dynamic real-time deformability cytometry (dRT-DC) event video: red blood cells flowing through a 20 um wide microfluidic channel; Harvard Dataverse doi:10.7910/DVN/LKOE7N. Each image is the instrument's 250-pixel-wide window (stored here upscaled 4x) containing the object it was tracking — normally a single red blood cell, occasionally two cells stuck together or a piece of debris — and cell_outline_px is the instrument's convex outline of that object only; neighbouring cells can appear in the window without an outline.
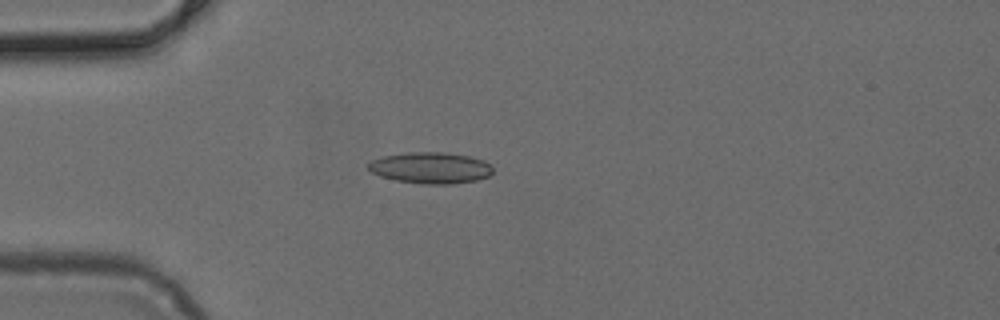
{"species": "common noctule bat (a hibernating species)", "species_latin": "Nyctalus noctula", "temperature_condition": "cold", "stored_images_in_passage": 43, "camera_frame_rate_fps": 3000, "um_per_image_px": 0.085, "animal": {"sex": "female", "body_mass_g": 24.6, "forearm_length_mm": 56.2}, "frame": {"image": 1, "passage_image": 7, "time_ms": 2.0, "image_size_px": [1000, 320], "cell_outline_px": [[492, 172], [488, 176], [476, 180], [452, 184], [420, 184], [396, 180], [380, 176], [372, 172], [368, 168], [368, 164], [372, 160], [384, 156], [408, 152], [444, 152], [468, 156], [484, 160], [492, 168]], "centroid_in_image_um": [36.59, 14.27], "position_along_channel_um": 48.4, "area_um2": 22.6}}
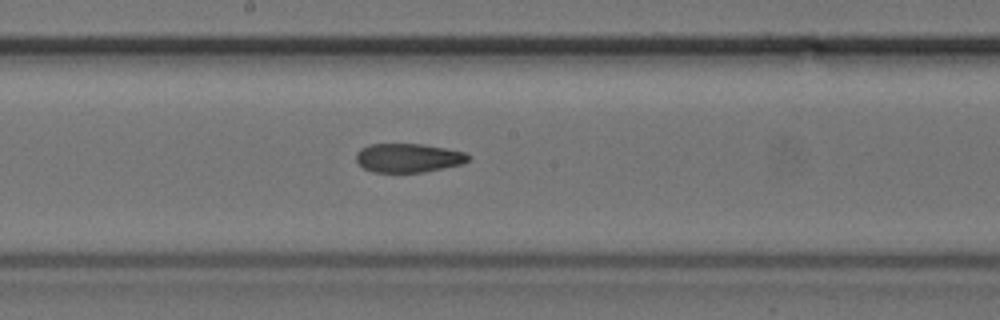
{"frame": {"image": 2, "passage_image": 20, "time_ms": 6.333, "image_size_px": [1000, 320], "cell_outline_px": [[468, 160], [464, 164], [424, 172], [372, 172], [364, 168], [356, 160], [356, 152], [360, 148], [368, 144], [420, 144], [444, 148], [464, 152], [468, 156]], "centroid_in_image_um": [34.67, 13.42], "position_along_channel_um": 213.5, "area_um2": 18.84}}
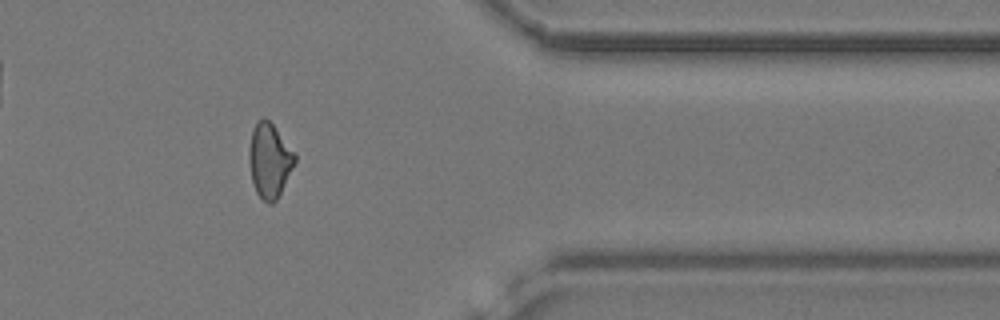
{"frame": {"image": 3, "passage_image": 34, "time_ms": 11.0, "image_size_px": [1000, 320], "cell_outline_px": [[296, 160], [276, 200], [272, 204], [268, 204], [256, 192], [252, 180], [248, 160], [248, 148], [252, 128], [256, 120], [264, 116], [272, 124], [296, 152]], "centroid_in_image_um": [22.88, 13.58], "position_along_channel_um": 388.5, "area_um2": 19.94}}